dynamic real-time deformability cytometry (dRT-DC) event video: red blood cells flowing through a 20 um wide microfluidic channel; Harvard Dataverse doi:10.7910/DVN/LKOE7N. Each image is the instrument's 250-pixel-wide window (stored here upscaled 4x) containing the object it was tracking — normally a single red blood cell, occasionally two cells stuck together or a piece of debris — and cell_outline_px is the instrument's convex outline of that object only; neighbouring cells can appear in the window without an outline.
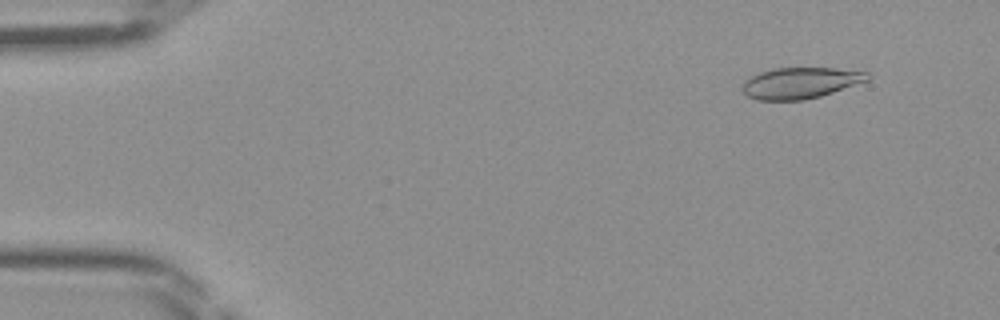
{"species": "Egyptian fruit bat (a non-hibernating species)", "species_latin": "Rousettus aegyptiacus", "temperature_condition": "room temperature", "stored_images_in_passage": 45, "camera_frame_rate_fps": 3000, "um_per_image_px": 0.085, "frame": {"image": 1, "passage_image": 4, "time_ms": 1.0, "image_size_px": [1000, 320], "cell_outline_px": [[868, 80], [820, 96], [804, 100], [756, 100], [748, 96], [744, 92], [744, 80], [760, 72], [772, 68], [832, 68], [868, 72]], "centroid_in_image_um": [68.0, 7.05], "position_along_channel_um": 17.0, "area_um2": 22.37}}
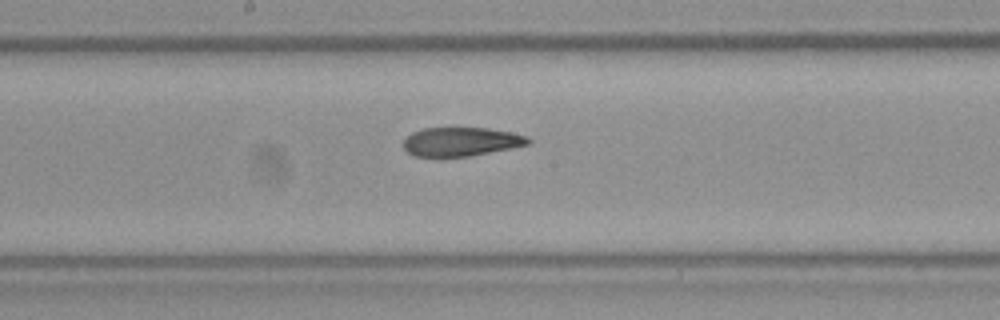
{"frame": {"image": 2, "passage_image": 24, "time_ms": 7.667, "image_size_px": [1000, 320], "cell_outline_px": [[532, 140], [528, 144], [512, 148], [468, 156], [412, 156], [400, 144], [412, 132], [424, 128], [488, 128], [512, 132], [528, 136]], "centroid_in_image_um": [39.19, 12.03], "position_along_channel_um": 209.0, "area_um2": 20.98}}
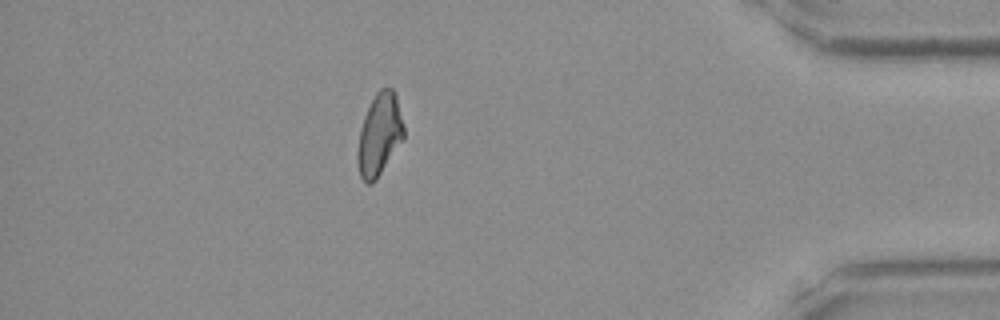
{"frame": {"image": 3, "passage_image": 40, "time_ms": 13.0, "image_size_px": [1000, 320], "cell_outline_px": [[404, 136], [376, 180], [372, 184], [368, 184], [360, 176], [356, 160], [356, 152], [360, 128], [364, 116], [376, 92], [380, 88], [392, 88], [396, 92], [404, 124]], "centroid_in_image_um": [32.24, 11.42], "position_along_channel_um": 403.0, "area_um2": 22.14}}